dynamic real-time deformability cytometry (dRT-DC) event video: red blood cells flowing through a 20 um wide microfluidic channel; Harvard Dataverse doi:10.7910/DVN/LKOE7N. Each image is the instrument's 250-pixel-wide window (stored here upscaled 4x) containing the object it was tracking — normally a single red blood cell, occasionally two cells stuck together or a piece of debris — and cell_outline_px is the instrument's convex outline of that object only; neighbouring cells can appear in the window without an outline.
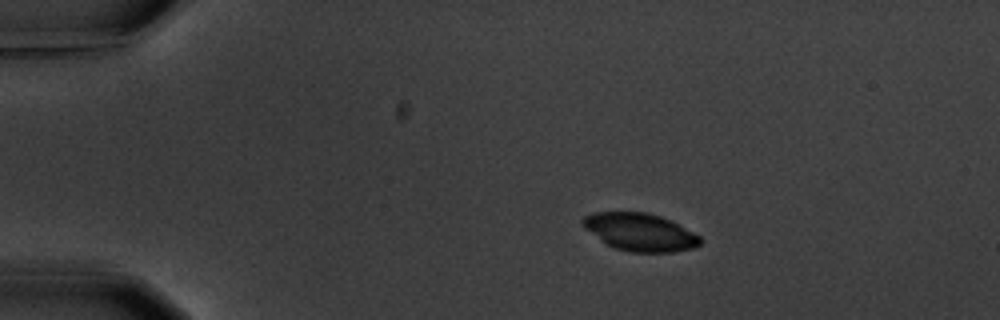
{"species": "common noctule bat (a hibernating species)", "species_latin": "Nyctalus noctula", "temperature_condition": "warm", "stored_images_in_passage": 5, "camera_frame_rate_fps": 3000, "um_per_image_px": 0.085, "animal": {"sex": "male", "body_mass_g": 20.1, "forearm_length_mm": 53.5}, "frame": {"image": 1, "passage_image": 3, "time_ms": 2.333, "image_size_px": [1000, 320], "cell_outline_px": [[704, 240], [700, 244], [692, 248], [672, 252], [632, 252], [616, 248], [608, 244], [584, 228], [580, 224], [580, 220], [584, 216], [596, 212], [644, 212], [660, 216], [672, 220], [700, 236]], "centroid_in_image_um": [54.42, 19.72], "position_along_channel_um": 30.6, "area_um2": 25.72}}